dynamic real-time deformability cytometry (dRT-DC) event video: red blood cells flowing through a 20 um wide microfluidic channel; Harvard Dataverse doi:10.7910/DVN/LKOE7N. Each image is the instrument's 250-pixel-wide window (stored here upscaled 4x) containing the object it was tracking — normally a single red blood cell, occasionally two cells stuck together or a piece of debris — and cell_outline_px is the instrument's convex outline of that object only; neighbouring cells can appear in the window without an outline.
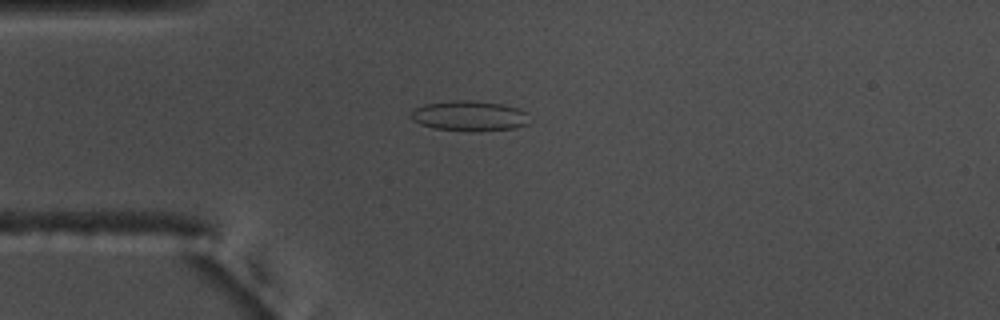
{"species": "common noctule bat (a hibernating species)", "species_latin": "Nyctalus noctula", "temperature_condition": "warm", "stored_images_in_passage": 55, "camera_frame_rate_fps": 3000, "um_per_image_px": 0.085, "animal": {"sex": "male", "body_mass_g": 17.5, "forearm_length_mm": 52.3}, "frame": {"image": 1, "passage_image": 14, "time_ms": 4.333, "image_size_px": [1000, 320], "cell_outline_px": [[528, 124], [516, 128], [480, 132], [476, 132], [436, 128], [420, 124], [412, 120], [412, 112], [416, 108], [424, 104], [452, 100], [472, 100], [504, 104], [520, 108], [524, 112]], "centroid_in_image_um": [39.92, 9.85], "position_along_channel_um": 45.1, "area_um2": 20.92}}
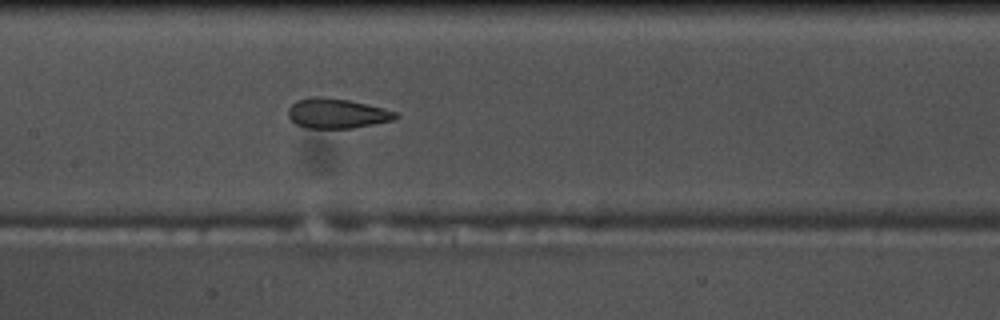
{"frame": {"image": 2, "passage_image": 26, "time_ms": 8.333, "image_size_px": [1000, 320], "cell_outline_px": [[400, 116], [392, 120], [352, 128], [308, 128], [296, 124], [288, 116], [288, 108], [292, 104], [300, 100], [316, 96], [348, 100], [384, 108], [396, 112]], "centroid_in_image_um": [28.64, 9.64], "position_along_channel_um": 178.8, "area_um2": 18.38}}
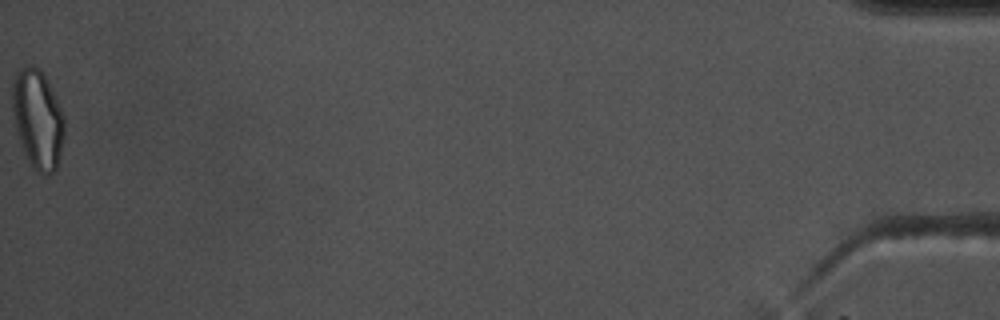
{"frame": {"image": 3, "passage_image": 55, "time_ms": 18.0, "image_size_px": [1000, 320], "cell_outline_px": [[64, 136], [56, 168], [48, 176], [44, 176], [36, 172], [28, 160], [24, 152], [16, 128], [12, 108], [12, 80], [16, 72], [20, 68], [32, 64], [44, 76], [64, 116]], "centroid_in_image_um": [3.18, 10.15], "position_along_channel_um": 432.0, "area_um2": 29.59}, "authors_computed_cell_mechanics": {"area_um2": 20.8658, "velocity_mm_per_s": 3.7216, "shape_relaxation_time_tau1_ms": null, "shape_relaxation_time_tau2_ms": 1.5874, "deformation_change_tau1": null, "deformation_change_tau2": 0.0778}}